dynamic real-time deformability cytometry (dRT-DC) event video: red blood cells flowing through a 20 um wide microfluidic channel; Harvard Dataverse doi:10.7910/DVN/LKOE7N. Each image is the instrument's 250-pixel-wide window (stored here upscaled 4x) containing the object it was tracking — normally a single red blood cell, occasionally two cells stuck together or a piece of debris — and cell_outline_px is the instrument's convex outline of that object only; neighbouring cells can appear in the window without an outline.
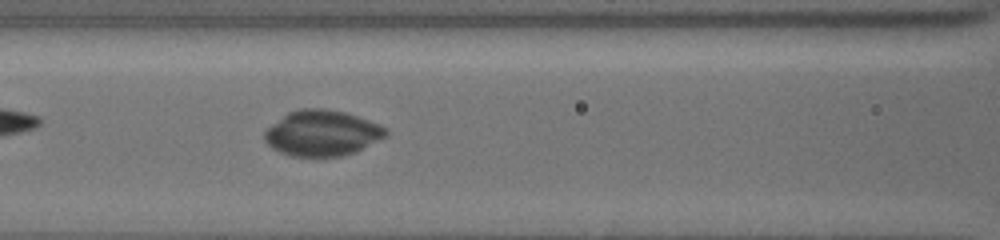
{"species": "common noctule bat (a hibernating species)", "species_latin": "Nyctalus noctula", "temperature_condition": "cold", "stored_images_in_passage": 16, "camera_frame_rate_fps": 3000, "um_per_image_px": 0.085, "animal": {"sex": "female", "body_mass_g": 19.5, "forearm_length_mm": 54.1}, "frame": {"image": 1, "passage_image": 16, "time_ms": 9.0, "image_size_px": [1000, 240], "cell_outline_px": [[388, 132], [384, 136], [356, 152], [340, 156], [292, 156], [280, 152], [272, 148], [264, 140], [264, 132], [272, 124], [288, 112], [300, 108], [324, 108], [348, 112], [380, 124], [388, 128]], "centroid_in_image_um": [27.38, 11.3], "position_along_channel_um": 139.2, "area_um2": 32.31}}